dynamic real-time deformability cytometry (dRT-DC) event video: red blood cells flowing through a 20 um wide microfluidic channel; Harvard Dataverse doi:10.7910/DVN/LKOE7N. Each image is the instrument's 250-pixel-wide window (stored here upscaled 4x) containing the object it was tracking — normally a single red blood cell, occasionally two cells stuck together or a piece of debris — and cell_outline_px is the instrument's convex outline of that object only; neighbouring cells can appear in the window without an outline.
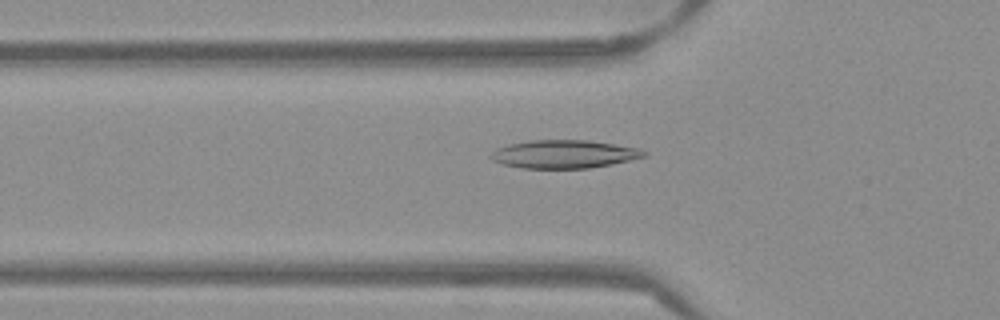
{"species": "Egyptian fruit bat (a non-hibernating species)", "species_latin": "Rousettus aegyptiacus", "temperature_condition": "warm", "stored_images_in_passage": 53, "camera_frame_rate_fps": 3000, "um_per_image_px": 0.085, "frame": {"image": 1, "passage_image": 18, "time_ms": 5.667, "image_size_px": [1000, 320], "cell_outline_px": [[648, 156], [612, 164], [588, 168], [520, 168], [504, 164], [492, 160], [488, 156], [496, 148], [508, 144], [532, 140], [588, 140], [640, 148], [648, 152]], "centroid_in_image_um": [47.96, 13.1], "position_along_channel_um": 77.8, "area_um2": 25.26}}
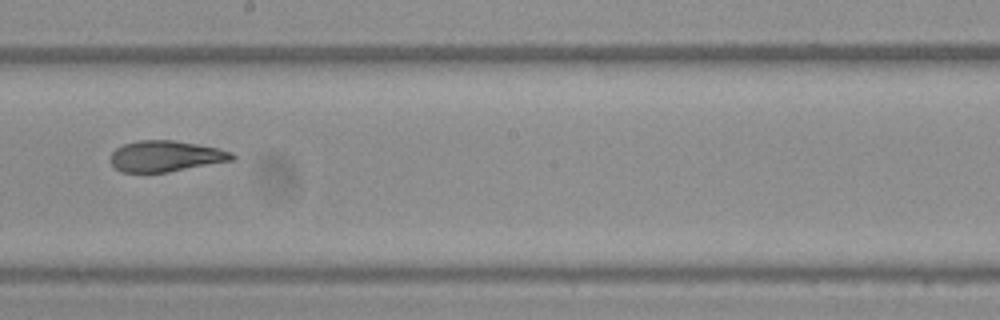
{"frame": {"image": 2, "passage_image": 30, "time_ms": 9.667, "image_size_px": [1000, 320], "cell_outline_px": [[236, 156], [232, 160], [168, 172], [120, 172], [108, 160], [112, 152], [116, 148], [124, 144], [140, 140], [172, 140], [196, 144], [216, 148], [232, 152]], "centroid_in_image_um": [14.04, 13.28], "position_along_channel_um": 234.2, "area_um2": 21.79}}
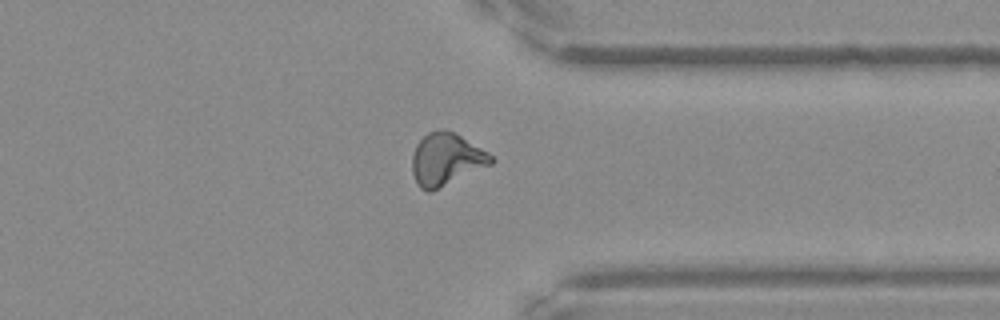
{"frame": {"image": 3, "passage_image": 41, "time_ms": 13.333, "image_size_px": [1000, 320], "cell_outline_px": [[496, 160], [492, 164], [432, 192], [428, 192], [420, 188], [416, 184], [412, 172], [412, 156], [416, 144], [428, 132], [444, 128], [456, 132], [488, 152]], "centroid_in_image_um": [37.93, 13.54], "position_along_channel_um": 373.5, "area_um2": 24.45}, "authors_computed_cell_mechanics": {"area_um2": 22.9466, "velocity_mm_per_s": 3.8844, "shape_relaxation_time_tau1_ms": 8.7611, "shape_relaxation_time_tau2_ms": 2.3894, "deformation_change_tau1": 0.2506, "deformation_change_tau2": 0.0928}}